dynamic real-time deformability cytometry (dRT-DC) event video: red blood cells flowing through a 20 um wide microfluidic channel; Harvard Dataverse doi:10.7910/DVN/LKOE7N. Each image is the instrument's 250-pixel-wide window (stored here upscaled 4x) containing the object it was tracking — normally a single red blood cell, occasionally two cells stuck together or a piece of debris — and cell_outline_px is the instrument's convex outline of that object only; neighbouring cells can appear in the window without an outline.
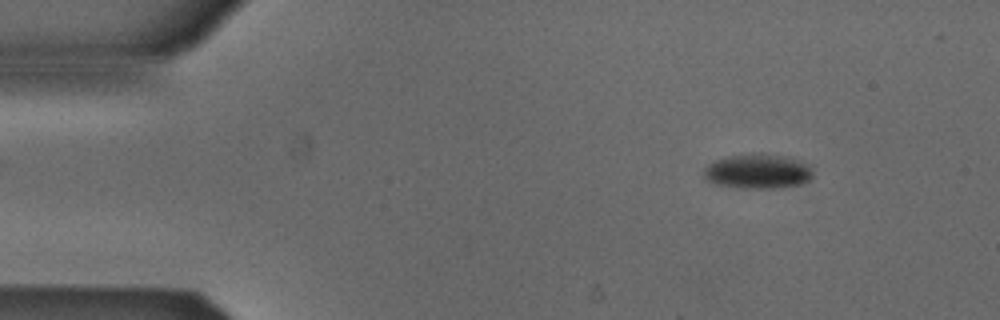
{"species": "Egyptian fruit bat (a non-hibernating species)", "species_latin": "Rousettus aegyptiacus", "temperature_condition": "cold", "stored_images_in_passage": 4, "camera_frame_rate_fps": 3000, "um_per_image_px": 0.085, "animal": {"sex": "male"}, "frame": {"image": 1, "passage_image": 1, "time_ms": 0.0, "image_size_px": [1000, 320], "cell_outline_px": [[812, 176], [808, 180], [800, 184], [776, 188], [744, 188], [712, 184], [704, 180], [704, 168], [708, 164], [716, 160], [728, 156], [784, 156], [812, 164]], "centroid_in_image_um": [64.4, 14.61], "position_along_channel_um": 20.6, "area_um2": 21.56}}
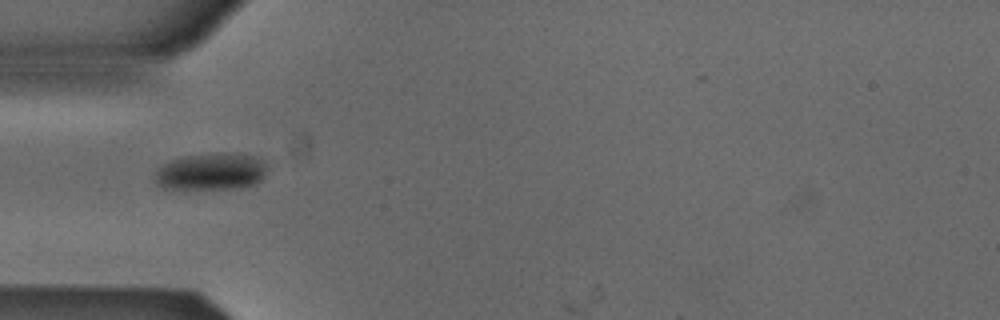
{"frame": {"image": 2, "passage_image": 4, "time_ms": 1.0, "image_size_px": [1000, 320], "cell_outline_px": [[268, 168], [264, 176], [260, 180], [252, 184], [240, 188], [164, 188], [156, 184], [152, 180], [156, 168], [160, 164], [184, 156], [216, 152], [224, 152], [252, 156], [264, 160]], "centroid_in_image_um": [17.9, 14.57], "position_along_channel_um": 67.1, "area_um2": 24.45}}